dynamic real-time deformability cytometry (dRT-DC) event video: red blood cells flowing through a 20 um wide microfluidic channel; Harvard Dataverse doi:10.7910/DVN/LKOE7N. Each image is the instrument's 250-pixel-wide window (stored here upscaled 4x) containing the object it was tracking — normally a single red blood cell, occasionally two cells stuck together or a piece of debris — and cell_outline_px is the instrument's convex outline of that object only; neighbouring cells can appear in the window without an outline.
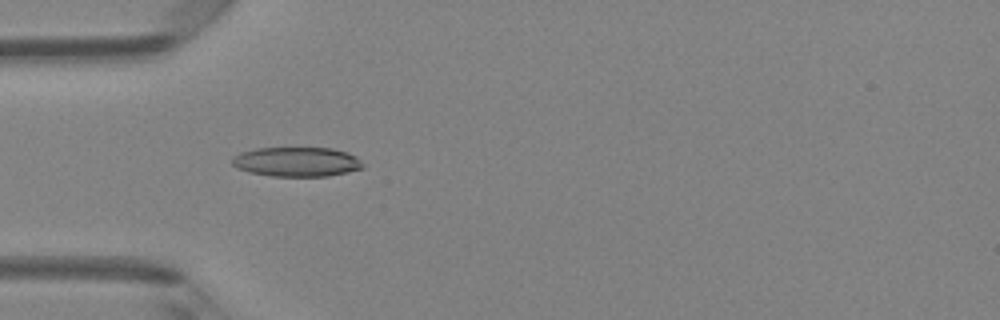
{"species": "Egyptian fruit bat (a non-hibernating species)", "species_latin": "Rousettus aegyptiacus", "temperature_condition": "room temperature", "stored_images_in_passage": 7, "camera_frame_rate_fps": 3000, "um_per_image_px": 0.085, "animal": {"sex": "female"}, "frame": {"image": 1, "passage_image": 4, "time_ms": 1.0, "image_size_px": [1000, 320], "cell_outline_px": [[364, 168], [348, 172], [328, 176], [272, 176], [248, 172], [236, 168], [232, 164], [232, 156], [240, 152], [256, 148], [332, 148], [348, 152], [356, 156], [364, 164]], "centroid_in_image_um": [25.22, 13.75], "position_along_channel_um": 59.8, "area_um2": 22.72}}
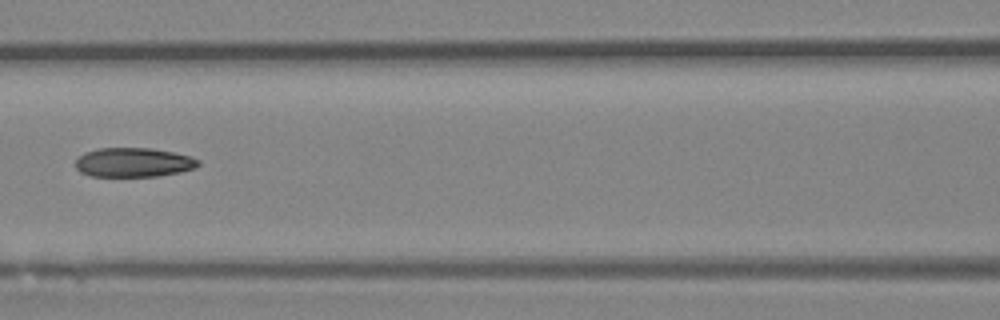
{"frame": {"image": 2, "passage_image": 6, "time_ms": 1.667, "image_size_px": [1000, 320], "cell_outline_px": [[200, 164], [196, 168], [180, 172], [156, 176], [92, 176], [80, 172], [76, 168], [76, 160], [84, 152], [100, 148], [152, 148], [192, 156], [200, 160]], "centroid_in_image_um": [11.38, 13.8], "position_along_channel_um": 155.2, "area_um2": 20.98}}
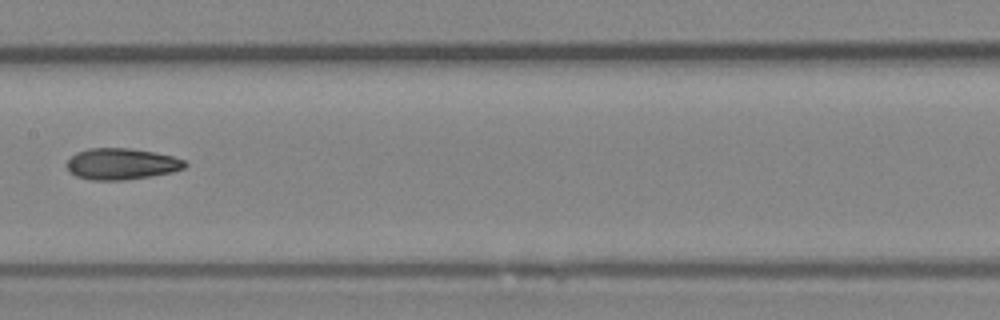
{"frame": {"image": 3, "passage_image": 7, "time_ms": 2.0, "image_size_px": [1000, 320], "cell_outline_px": [[188, 164], [184, 168], [172, 172], [124, 180], [92, 180], [76, 176], [68, 172], [64, 164], [76, 152], [88, 148], [128, 148], [156, 152], [172, 156], [184, 160]], "centroid_in_image_um": [10.28, 13.93], "position_along_channel_um": 197.1, "area_um2": 21.68}}